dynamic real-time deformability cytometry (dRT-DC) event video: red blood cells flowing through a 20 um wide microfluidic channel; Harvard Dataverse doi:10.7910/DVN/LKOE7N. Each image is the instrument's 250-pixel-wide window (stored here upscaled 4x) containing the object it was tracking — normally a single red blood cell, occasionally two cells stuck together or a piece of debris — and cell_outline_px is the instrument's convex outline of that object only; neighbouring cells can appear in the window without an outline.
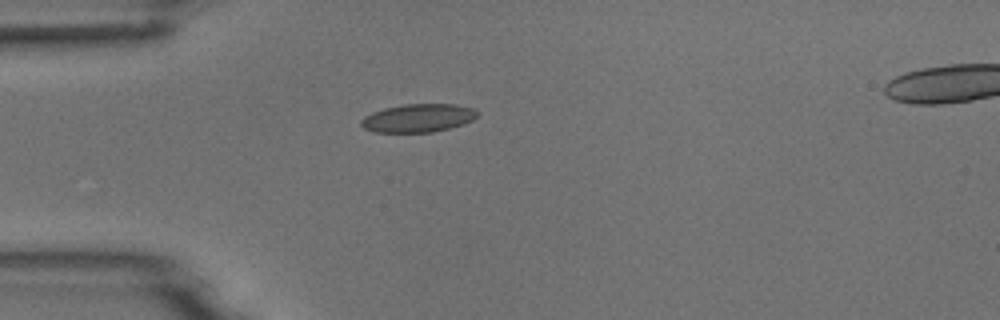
{"species": "common noctule bat (a hibernating species)", "species_latin": "Nyctalus noctula", "temperature_condition": "room temperature", "stored_images_in_passage": 2, "camera_frame_rate_fps": 3000, "um_per_image_px": 0.085, "animal": {"sex": "male", "body_mass_g": 18.8}, "frame": {"image": 1, "passage_image": 1, "time_ms": 0.0, "image_size_px": [1000, 320], "cell_outline_px": [[480, 112], [472, 120], [464, 124], [432, 132], [376, 132], [364, 128], [360, 124], [360, 120], [364, 116], [372, 112], [384, 108], [404, 104], [456, 104], [472, 108]], "centroid_in_image_um": [35.53, 10.03], "position_along_channel_um": 49.5, "area_um2": 19.13}}